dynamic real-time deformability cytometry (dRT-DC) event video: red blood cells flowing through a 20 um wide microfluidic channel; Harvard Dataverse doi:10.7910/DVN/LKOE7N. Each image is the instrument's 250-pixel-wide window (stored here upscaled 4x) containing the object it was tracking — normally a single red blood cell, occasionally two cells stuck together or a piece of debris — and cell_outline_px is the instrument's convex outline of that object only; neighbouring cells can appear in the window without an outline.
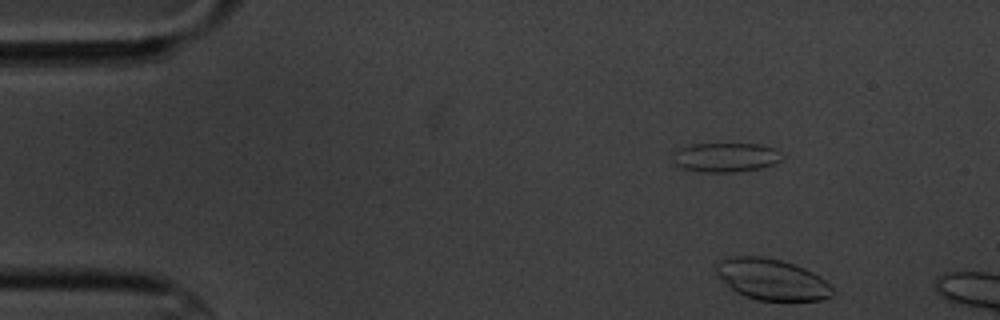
{"species": "common noctule bat (a hibernating species)", "species_latin": "Nyctalus noctula", "temperature_condition": "cold", "stored_images_in_passage": 4, "camera_frame_rate_fps": 3000, "um_per_image_px": 0.085, "animal": {"sex": "male", "body_mass_g": 20.1, "forearm_length_mm": 53.5}, "frame": {"image": 1, "passage_image": 1, "time_ms": 0.0, "image_size_px": [1000, 320], "cell_outline_px": [[836, 292], [832, 296], [820, 300], [756, 300], [744, 296], [736, 292], [716, 272], [716, 264], [724, 256], [764, 256], [796, 264], [820, 276]], "centroid_in_image_um": [65.61, 23.73], "position_along_channel_um": 19.4, "area_um2": 27.86}}